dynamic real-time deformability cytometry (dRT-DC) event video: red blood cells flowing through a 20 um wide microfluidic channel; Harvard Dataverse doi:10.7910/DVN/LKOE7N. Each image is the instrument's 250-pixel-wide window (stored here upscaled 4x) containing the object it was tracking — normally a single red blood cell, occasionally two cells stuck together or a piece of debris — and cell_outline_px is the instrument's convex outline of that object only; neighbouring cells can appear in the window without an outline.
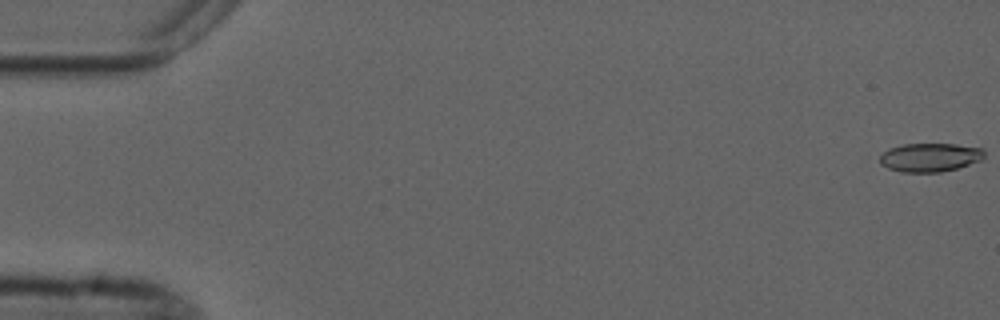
{"species": "common noctule bat (a hibernating species)", "species_latin": "Nyctalus noctula", "temperature_condition": "cold", "stored_images_in_passage": 5, "camera_frame_rate_fps": 3000, "um_per_image_px": 0.085, "animal": {"sex": "male", "forearm_length_mm": 52.5}, "frame": {"image": 1, "passage_image": 1, "time_ms": 0.0, "image_size_px": [1000, 320], "cell_outline_px": [[984, 156], [980, 160], [956, 168], [940, 172], [900, 172], [888, 168], [880, 164], [880, 156], [888, 148], [904, 144], [956, 144], [984, 148]], "centroid_in_image_um": [79.03, 13.37], "position_along_channel_um": 6.0, "area_um2": 17.4}}
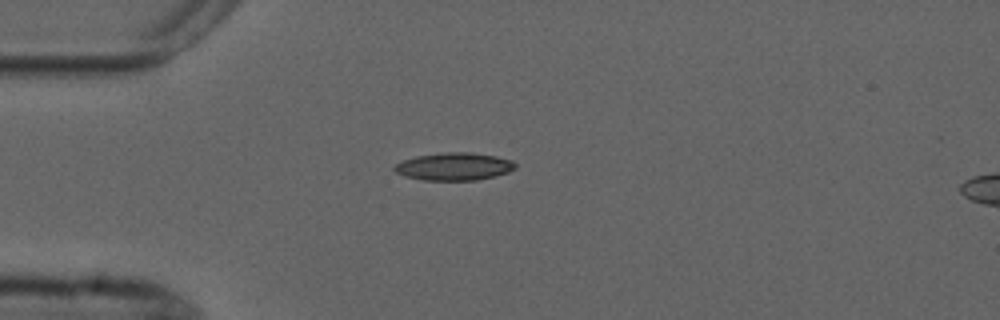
{"frame": {"image": 2, "passage_image": 5, "time_ms": 4.667, "image_size_px": [1000, 320], "cell_outline_px": [[516, 168], [508, 172], [496, 176], [476, 180], [424, 180], [404, 176], [396, 172], [392, 168], [396, 164], [404, 160], [416, 156], [444, 152], [472, 152], [496, 156], [512, 160], [516, 164]], "centroid_in_image_um": [38.61, 14.15], "position_along_channel_um": 46.4, "area_um2": 19.54}}